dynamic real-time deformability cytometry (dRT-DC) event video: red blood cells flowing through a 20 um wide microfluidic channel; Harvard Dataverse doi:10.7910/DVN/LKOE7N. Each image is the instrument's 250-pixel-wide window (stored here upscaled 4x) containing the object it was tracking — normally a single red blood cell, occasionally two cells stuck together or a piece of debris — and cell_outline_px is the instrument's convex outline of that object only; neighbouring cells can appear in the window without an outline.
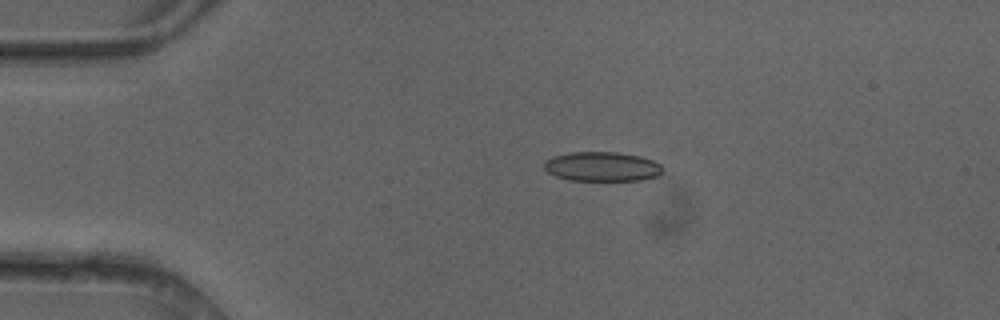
{"species": "common noctule bat (a hibernating species)", "species_latin": "Nyctalus noctula", "temperature_condition": "cold", "stored_images_in_passage": 5, "camera_frame_rate_fps": 3000, "um_per_image_px": 0.085, "animal": {"sex": "female"}, "frame": {"image": 1, "passage_image": 3, "time_ms": 0.667, "image_size_px": [1000, 320], "cell_outline_px": [[664, 168], [656, 176], [640, 180], [572, 180], [556, 176], [548, 172], [544, 168], [544, 160], [552, 156], [568, 152], [616, 152], [640, 156], [652, 160], [660, 164]], "centroid_in_image_um": [51.14, 14.14], "position_along_channel_um": 33.9, "area_um2": 20.29}}
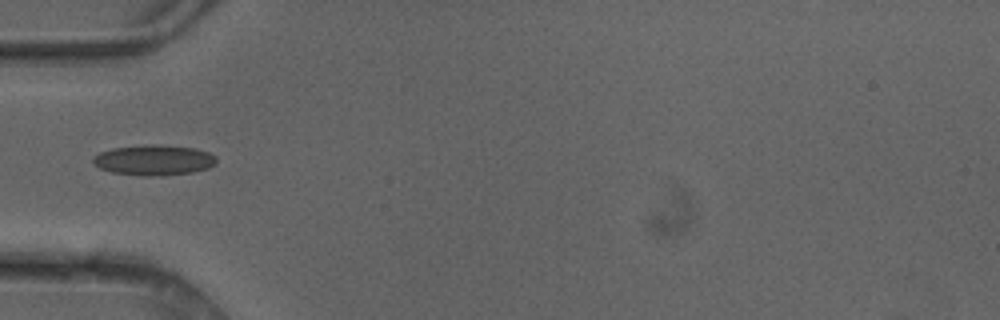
{"frame": {"image": 2, "passage_image": 4, "time_ms": 1.0, "image_size_px": [1000, 320], "cell_outline_px": [[216, 164], [208, 168], [192, 172], [160, 176], [140, 176], [112, 172], [100, 168], [92, 160], [100, 152], [112, 148], [144, 144], [160, 144], [196, 148], [208, 152], [216, 156]], "centroid_in_image_um": [13.11, 13.6], "position_along_channel_um": 71.9, "area_um2": 22.02}}
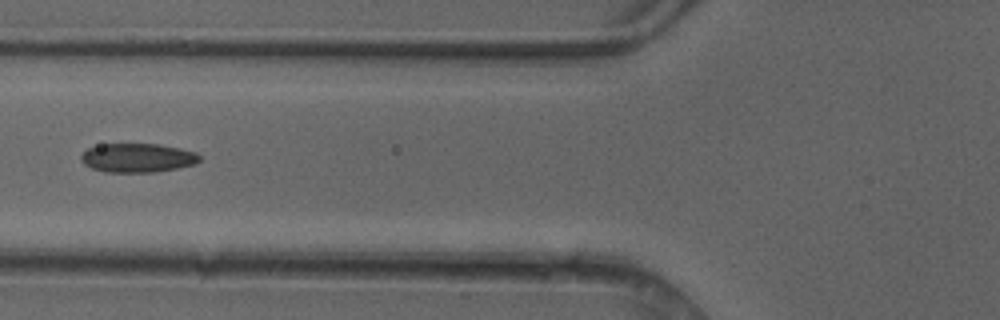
{"frame": {"image": 3, "passage_image": 5, "time_ms": 1.333, "image_size_px": [1000, 320], "cell_outline_px": [[200, 160], [196, 164], [156, 172], [104, 172], [92, 168], [84, 164], [80, 160], [80, 156], [88, 148], [100, 144], [160, 144], [180, 148], [196, 152], [200, 156]], "centroid_in_image_um": [11.69, 13.41], "position_along_channel_um": 114.1, "area_um2": 20.11}}